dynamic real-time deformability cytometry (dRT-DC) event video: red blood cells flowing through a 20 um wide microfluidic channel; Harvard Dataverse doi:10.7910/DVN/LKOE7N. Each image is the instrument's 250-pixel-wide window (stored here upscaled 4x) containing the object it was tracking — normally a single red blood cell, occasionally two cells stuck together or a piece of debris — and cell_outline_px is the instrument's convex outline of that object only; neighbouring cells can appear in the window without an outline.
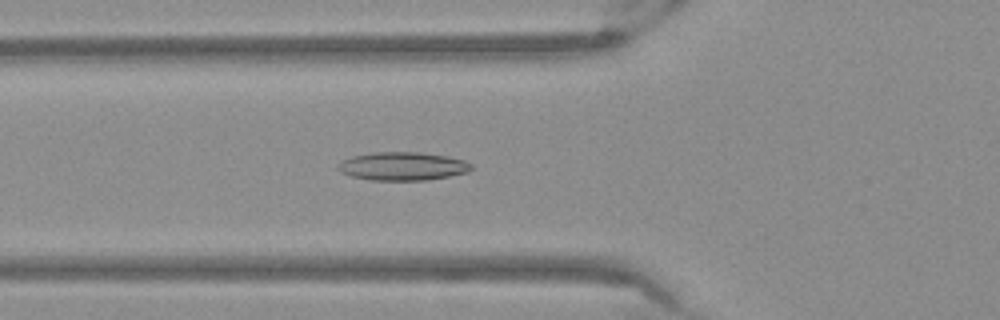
{"species": "Egyptian fruit bat (a non-hibernating species)", "species_latin": "Rousettus aegyptiacus", "temperature_condition": "warm", "stored_images_in_passage": 47, "camera_frame_rate_fps": 3000, "um_per_image_px": 0.085, "frame": {"image": 1, "passage_image": 14, "time_ms": 4.333, "image_size_px": [1000, 320], "cell_outline_px": [[472, 168], [468, 172], [428, 180], [372, 180], [352, 176], [340, 172], [336, 168], [336, 164], [352, 156], [372, 152], [420, 152], [448, 156], [464, 160], [472, 164]], "centroid_in_image_um": [34.21, 14.12], "position_along_channel_um": 91.6, "area_um2": 22.08}}
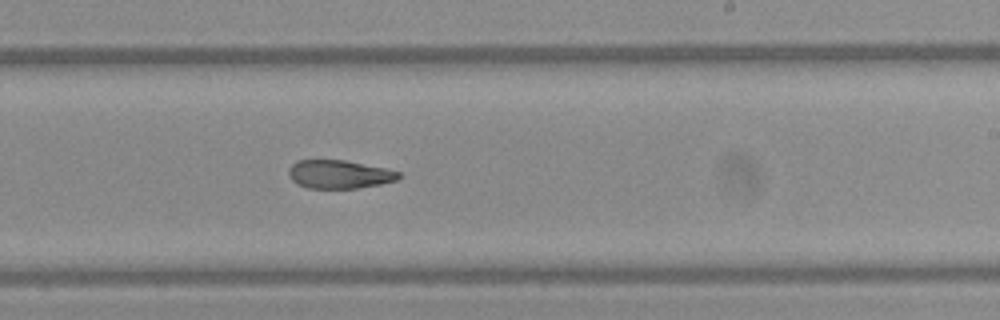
{"frame": {"image": 2, "passage_image": 27, "time_ms": 8.667, "image_size_px": [1000, 320], "cell_outline_px": [[400, 176], [396, 180], [380, 184], [356, 188], [308, 188], [296, 184], [288, 176], [288, 168], [296, 160], [344, 160], [384, 168], [400, 172]], "centroid_in_image_um": [28.78, 14.81], "position_along_channel_um": 260.2, "area_um2": 18.15}}
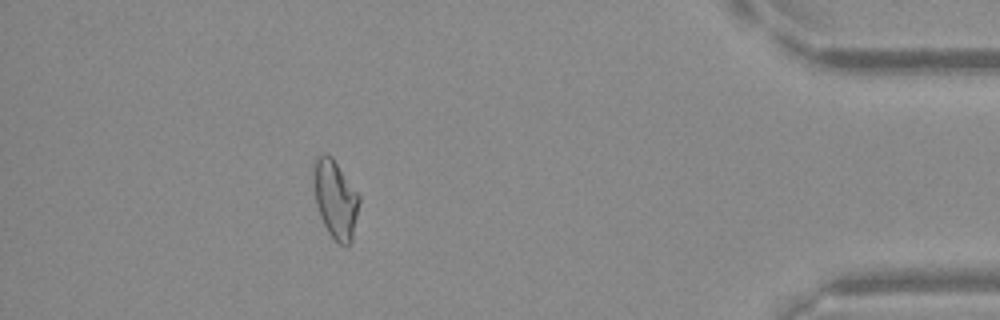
{"frame": {"image": 3, "passage_image": 42, "time_ms": 13.667, "image_size_px": [1000, 320], "cell_outline_px": [[360, 200], [352, 240], [348, 244], [340, 244], [328, 232], [320, 216], [316, 204], [312, 180], [312, 160], [316, 156], [324, 152], [332, 156], [360, 196]], "centroid_in_image_um": [28.47, 16.84], "position_along_channel_um": 406.7, "area_um2": 21.04}}